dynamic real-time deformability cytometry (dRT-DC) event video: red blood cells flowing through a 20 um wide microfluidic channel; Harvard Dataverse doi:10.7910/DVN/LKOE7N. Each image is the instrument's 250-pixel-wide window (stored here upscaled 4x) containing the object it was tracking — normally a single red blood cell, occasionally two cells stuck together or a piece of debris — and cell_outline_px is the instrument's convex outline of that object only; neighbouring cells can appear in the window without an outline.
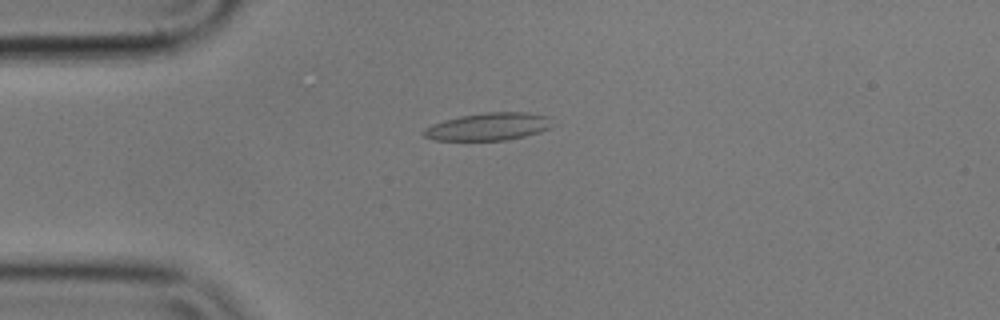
{"species": "common noctule bat (a hibernating species)", "species_latin": "Nyctalus noctula", "temperature_condition": "cold", "stored_images_in_passage": 44, "camera_frame_rate_fps": 3000, "um_per_image_px": 0.085, "animal": {"sex": "male", "body_mass_g": 17.9}, "frame": {"image": 1, "passage_image": 2, "time_ms": 0.333, "image_size_px": [1000, 320], "cell_outline_px": [[556, 124], [540, 132], [508, 140], [436, 140], [424, 136], [420, 132], [424, 128], [432, 124], [444, 120], [460, 116], [484, 112], [524, 112], [548, 116]], "centroid_in_image_um": [41.52, 10.76], "position_along_channel_um": 43.5, "area_um2": 20.81}}
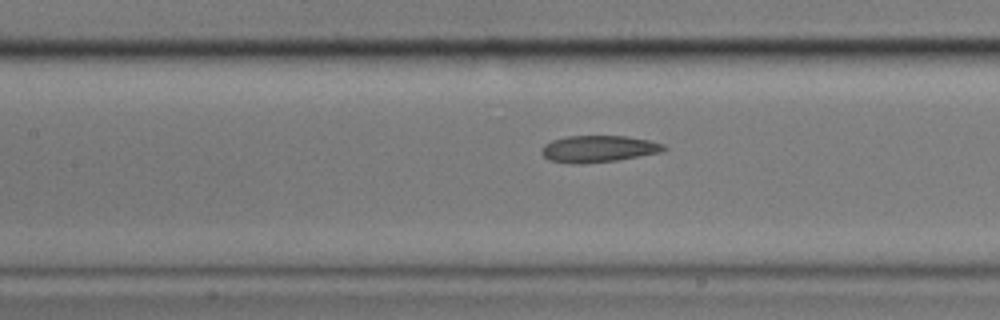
{"frame": {"image": 2, "passage_image": 13, "time_ms": 4.0, "image_size_px": [1000, 320], "cell_outline_px": [[668, 148], [660, 152], [616, 160], [584, 164], [572, 164], [548, 160], [540, 152], [544, 144], [552, 140], [568, 136], [624, 136], [648, 140], [664, 144]], "centroid_in_image_um": [50.82, 12.66], "position_along_channel_um": 156.6, "area_um2": 19.02}}
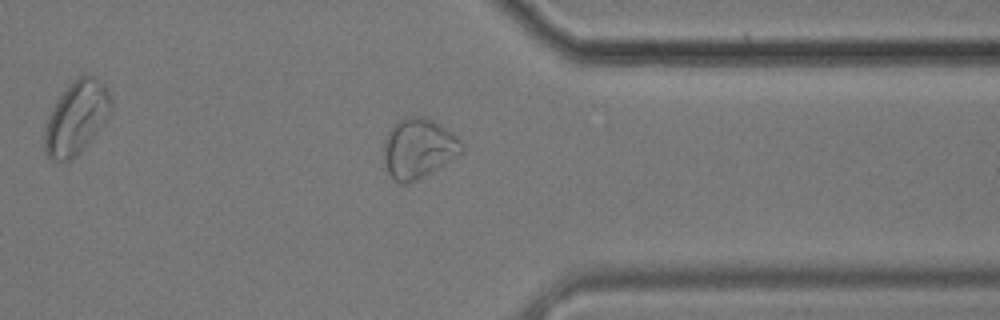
{"frame": {"image": 3, "passage_image": 32, "time_ms": 10.333, "image_size_px": [1000, 320], "cell_outline_px": [[464, 152], [416, 180], [408, 184], [400, 184], [388, 172], [384, 160], [384, 140], [388, 132], [396, 120], [408, 116], [424, 116], [440, 124], [464, 140]], "centroid_in_image_um": [35.59, 12.57], "position_along_channel_um": 375.8, "area_um2": 27.34}, "authors_computed_cell_mechanics": {"area_um2": 20.5768, "velocity_mm_per_s": 3.5542, "shape_relaxation_time_tau1_ms": null, "shape_relaxation_time_tau2_ms": 4.0736, "deformation_change_tau1": null, "deformation_change_tau2": 0.1147}}